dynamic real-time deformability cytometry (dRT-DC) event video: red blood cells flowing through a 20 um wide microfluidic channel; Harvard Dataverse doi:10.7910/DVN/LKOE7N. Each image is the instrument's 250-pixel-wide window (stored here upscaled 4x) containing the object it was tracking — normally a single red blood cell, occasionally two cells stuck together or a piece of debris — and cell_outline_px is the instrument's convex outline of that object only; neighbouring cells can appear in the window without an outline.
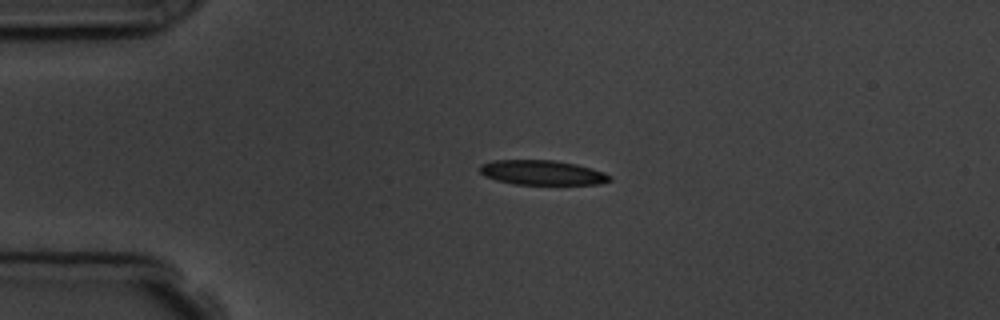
{"species": "common noctule bat (a hibernating species)", "species_latin": "Nyctalus noctula", "temperature_condition": "room temperature", "stored_images_in_passage": 3, "camera_frame_rate_fps": 3000, "um_per_image_px": 0.085, "animal": {"sex": "male", "body_mass_g": 19.5, "forearm_length_mm": 54.6}, "frame": {"image": 1, "passage_image": 1, "time_ms": 0.0, "image_size_px": [1000, 320], "cell_outline_px": [[612, 180], [600, 184], [516, 184], [496, 180], [484, 176], [480, 172], [480, 164], [492, 160], [556, 160], [576, 164], [592, 168], [604, 172], [612, 176]], "centroid_in_image_um": [46.1, 14.66], "position_along_channel_um": 38.9, "area_um2": 18.79}}